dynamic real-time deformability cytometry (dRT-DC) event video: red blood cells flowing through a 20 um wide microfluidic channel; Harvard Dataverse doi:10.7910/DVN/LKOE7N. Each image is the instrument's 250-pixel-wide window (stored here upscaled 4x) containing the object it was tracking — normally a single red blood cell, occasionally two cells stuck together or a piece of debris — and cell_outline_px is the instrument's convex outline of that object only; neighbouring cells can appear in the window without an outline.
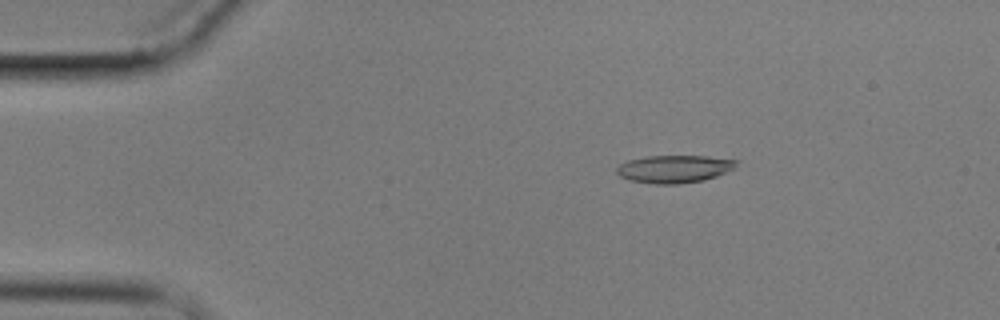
{"species": "common noctule bat (a hibernating species)", "species_latin": "Nyctalus noctula", "temperature_condition": "cold", "stored_images_in_passage": 5, "camera_frame_rate_fps": 3000, "um_per_image_px": 0.085, "animal": {"sex": "male", "body_mass_g": 17.9}, "frame": {"image": 1, "passage_image": 3, "time_ms": 2.333, "image_size_px": [1000, 320], "cell_outline_px": [[740, 160], [732, 168], [716, 176], [704, 180], [680, 184], [656, 184], [628, 180], [620, 176], [616, 172], [616, 168], [620, 164], [628, 160], [648, 156], [708, 156]], "centroid_in_image_um": [57.29, 14.36], "position_along_channel_um": 27.7, "area_um2": 19.25}}